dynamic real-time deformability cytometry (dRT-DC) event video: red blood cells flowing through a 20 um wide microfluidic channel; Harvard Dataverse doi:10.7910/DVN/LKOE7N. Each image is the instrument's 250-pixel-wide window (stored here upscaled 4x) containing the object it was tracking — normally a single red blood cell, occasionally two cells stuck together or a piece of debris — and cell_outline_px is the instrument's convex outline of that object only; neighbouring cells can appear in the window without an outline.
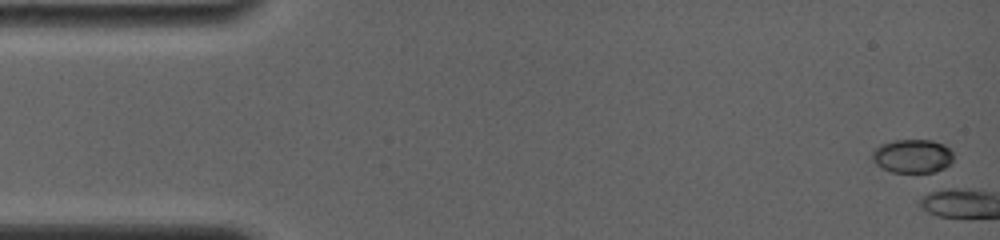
{"species": "common noctule bat (a hibernating species)", "species_latin": "Nyctalus noctula", "temperature_condition": "room temperature", "stored_images_in_passage": 1, "camera_frame_rate_fps": 4000, "um_per_image_px": 0.085, "animal": {"sex": "female", "body_mass_g": 19.0, "forearm_length_mm": 56.7}, "frame": {"image": 1, "passage_image": 1, "time_ms": 0.0, "image_size_px": [1000, 240], "cell_outline_px": [[952, 160], [944, 168], [928, 176], [892, 172], [880, 168], [872, 160], [872, 152], [880, 144], [896, 140], [932, 140], [944, 144], [952, 152]], "centroid_in_image_um": [77.56, 13.33], "position_along_channel_um": 7.4, "area_um2": 16.59}}